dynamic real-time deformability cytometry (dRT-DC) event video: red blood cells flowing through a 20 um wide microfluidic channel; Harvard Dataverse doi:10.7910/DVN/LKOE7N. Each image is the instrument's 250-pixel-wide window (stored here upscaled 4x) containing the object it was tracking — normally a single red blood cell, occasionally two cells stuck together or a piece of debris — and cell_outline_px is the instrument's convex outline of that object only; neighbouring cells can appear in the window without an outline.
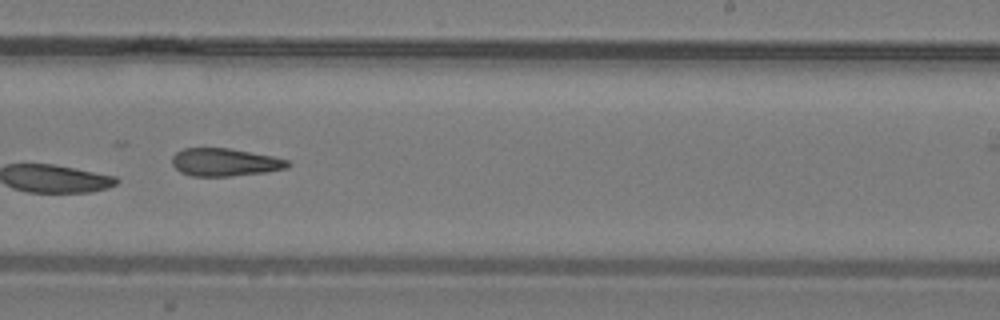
{"species": "common noctule bat (a hibernating species)", "species_latin": "Nyctalus noctula", "temperature_condition": "warm", "stored_images_in_passage": 19, "camera_frame_rate_fps": 3000, "um_per_image_px": 0.085, "animal": {"sex": "male", "body_mass_g": 19.2, "forearm_length_mm": 51.8}, "frame": {"image": 1, "passage_image": 11, "time_ms": 3.333, "image_size_px": [1000, 320], "cell_outline_px": [[292, 164], [288, 168], [264, 172], [228, 176], [192, 176], [180, 172], [172, 164], [172, 156], [176, 152], [184, 148], [228, 148], [272, 156], [288, 160]], "centroid_in_image_um": [19.1, 13.79], "position_along_channel_um": 269.9, "area_um2": 18.67}}